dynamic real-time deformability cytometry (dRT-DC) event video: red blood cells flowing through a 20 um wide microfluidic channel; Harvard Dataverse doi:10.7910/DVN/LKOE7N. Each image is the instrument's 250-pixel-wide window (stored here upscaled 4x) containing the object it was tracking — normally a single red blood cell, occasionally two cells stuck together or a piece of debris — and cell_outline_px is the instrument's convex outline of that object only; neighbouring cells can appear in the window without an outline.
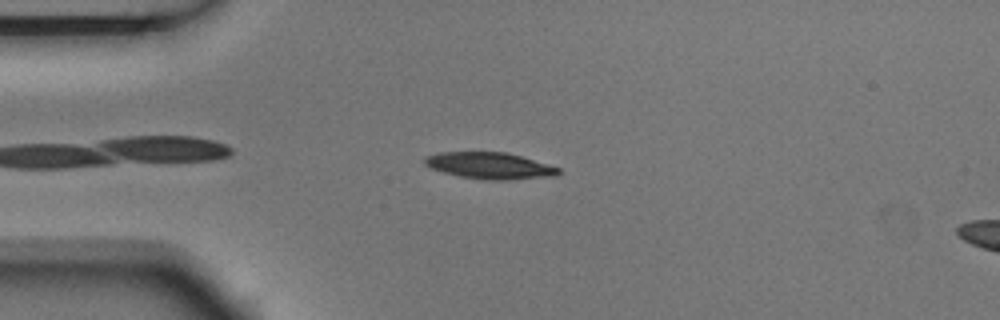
{"species": "Egyptian fruit bat (a non-hibernating species)", "species_latin": "Rousettus aegyptiacus", "temperature_condition": "room temperature", "stored_images_in_passage": 2, "camera_frame_rate_fps": 3000, "um_per_image_px": 0.085, "animal": {"sex": "male"}, "frame": {"image": 1, "passage_image": 1, "time_ms": 0.0, "image_size_px": [1000, 320], "cell_outline_px": [[560, 172], [556, 176], [508, 180], [484, 180], [460, 176], [444, 172], [432, 168], [424, 164], [424, 156], [440, 152], [504, 152], [520, 156], [560, 168]], "centroid_in_image_um": [41.61, 14.09], "position_along_channel_um": 43.4, "area_um2": 20.58}}